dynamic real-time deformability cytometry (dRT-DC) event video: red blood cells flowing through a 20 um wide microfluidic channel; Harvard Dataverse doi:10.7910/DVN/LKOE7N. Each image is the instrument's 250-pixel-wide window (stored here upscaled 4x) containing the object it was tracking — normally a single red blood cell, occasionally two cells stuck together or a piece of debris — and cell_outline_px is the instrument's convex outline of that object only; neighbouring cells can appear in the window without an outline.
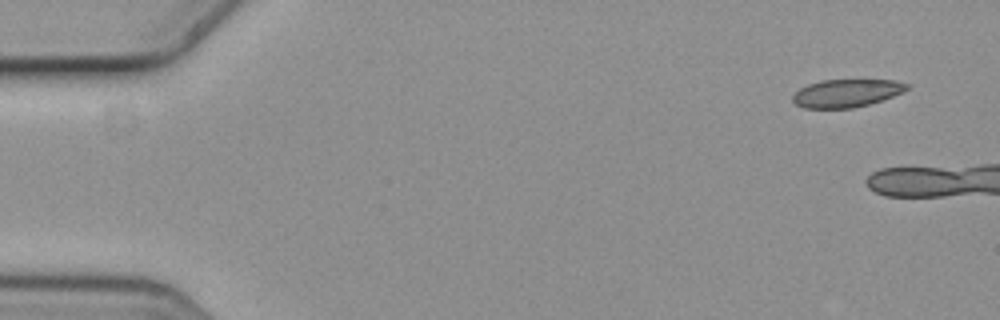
{"species": "common noctule bat (a hibernating species)", "species_latin": "Nyctalus noctula", "temperature_condition": "cold", "stored_images_in_passage": 5, "camera_frame_rate_fps": 3000, "um_per_image_px": 0.085, "animal": {"sex": "female", "body_mass_g": 19.3, "forearm_length_mm": 54.1}, "frame": {"image": 1, "passage_image": 1, "time_ms": 0.0, "image_size_px": [1000, 320], "cell_outline_px": [[912, 84], [904, 92], [868, 104], [852, 108], [804, 108], [796, 104], [792, 100], [792, 96], [800, 88], [808, 84], [820, 80], [896, 80]], "centroid_in_image_um": [71.97, 7.91], "position_along_channel_um": 13.0, "area_um2": 18.55}}
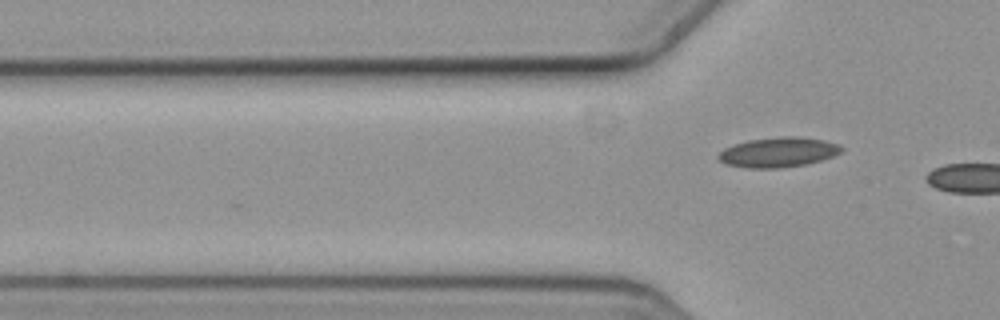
{"frame": {"image": 2, "passage_image": 5, "time_ms": 1.333, "image_size_px": [1000, 320], "cell_outline_px": [[844, 148], [840, 152], [832, 156], [808, 164], [780, 168], [748, 168], [724, 164], [716, 160], [716, 156], [724, 148], [732, 144], [748, 140], [780, 136], [796, 136], [824, 140], [840, 144]], "centroid_in_image_um": [66.1, 12.94], "position_along_channel_um": 59.7, "area_um2": 21.73}}